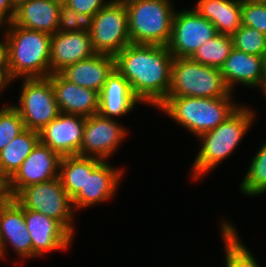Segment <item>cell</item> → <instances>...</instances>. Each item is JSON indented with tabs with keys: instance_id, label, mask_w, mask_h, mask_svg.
<instances>
[{
	"instance_id": "obj_4",
	"label": "cell",
	"mask_w": 266,
	"mask_h": 267,
	"mask_svg": "<svg viewBox=\"0 0 266 267\" xmlns=\"http://www.w3.org/2000/svg\"><path fill=\"white\" fill-rule=\"evenodd\" d=\"M232 96L219 98L167 97L157 108L187 128L197 137L213 130L230 117L241 105L231 101Z\"/></svg>"
},
{
	"instance_id": "obj_17",
	"label": "cell",
	"mask_w": 266,
	"mask_h": 267,
	"mask_svg": "<svg viewBox=\"0 0 266 267\" xmlns=\"http://www.w3.org/2000/svg\"><path fill=\"white\" fill-rule=\"evenodd\" d=\"M94 54L89 32H56L51 35L50 74L60 73L66 67Z\"/></svg>"
},
{
	"instance_id": "obj_39",
	"label": "cell",
	"mask_w": 266,
	"mask_h": 267,
	"mask_svg": "<svg viewBox=\"0 0 266 267\" xmlns=\"http://www.w3.org/2000/svg\"><path fill=\"white\" fill-rule=\"evenodd\" d=\"M12 4L16 7L20 2L26 1V0H10Z\"/></svg>"
},
{
	"instance_id": "obj_16",
	"label": "cell",
	"mask_w": 266,
	"mask_h": 267,
	"mask_svg": "<svg viewBox=\"0 0 266 267\" xmlns=\"http://www.w3.org/2000/svg\"><path fill=\"white\" fill-rule=\"evenodd\" d=\"M25 222L32 239L33 257L54 250H65L74 239L60 222L31 209H25Z\"/></svg>"
},
{
	"instance_id": "obj_1",
	"label": "cell",
	"mask_w": 266,
	"mask_h": 267,
	"mask_svg": "<svg viewBox=\"0 0 266 267\" xmlns=\"http://www.w3.org/2000/svg\"><path fill=\"white\" fill-rule=\"evenodd\" d=\"M114 57L115 69L141 103L158 108L166 100L174 60L168 46L131 43Z\"/></svg>"
},
{
	"instance_id": "obj_36",
	"label": "cell",
	"mask_w": 266,
	"mask_h": 267,
	"mask_svg": "<svg viewBox=\"0 0 266 267\" xmlns=\"http://www.w3.org/2000/svg\"><path fill=\"white\" fill-rule=\"evenodd\" d=\"M0 66H8L6 38L0 40Z\"/></svg>"
},
{
	"instance_id": "obj_25",
	"label": "cell",
	"mask_w": 266,
	"mask_h": 267,
	"mask_svg": "<svg viewBox=\"0 0 266 267\" xmlns=\"http://www.w3.org/2000/svg\"><path fill=\"white\" fill-rule=\"evenodd\" d=\"M220 229L225 243L226 267H260L250 250L238 237L236 228L231 223L223 221Z\"/></svg>"
},
{
	"instance_id": "obj_33",
	"label": "cell",
	"mask_w": 266,
	"mask_h": 267,
	"mask_svg": "<svg viewBox=\"0 0 266 267\" xmlns=\"http://www.w3.org/2000/svg\"><path fill=\"white\" fill-rule=\"evenodd\" d=\"M109 0H63V3L78 13H84L95 16L103 7H105Z\"/></svg>"
},
{
	"instance_id": "obj_35",
	"label": "cell",
	"mask_w": 266,
	"mask_h": 267,
	"mask_svg": "<svg viewBox=\"0 0 266 267\" xmlns=\"http://www.w3.org/2000/svg\"><path fill=\"white\" fill-rule=\"evenodd\" d=\"M15 79L12 77L8 66H0V92L3 91L12 81Z\"/></svg>"
},
{
	"instance_id": "obj_6",
	"label": "cell",
	"mask_w": 266,
	"mask_h": 267,
	"mask_svg": "<svg viewBox=\"0 0 266 267\" xmlns=\"http://www.w3.org/2000/svg\"><path fill=\"white\" fill-rule=\"evenodd\" d=\"M232 94L220 68L199 64L191 58H174L167 97L219 98Z\"/></svg>"
},
{
	"instance_id": "obj_27",
	"label": "cell",
	"mask_w": 266,
	"mask_h": 267,
	"mask_svg": "<svg viewBox=\"0 0 266 267\" xmlns=\"http://www.w3.org/2000/svg\"><path fill=\"white\" fill-rule=\"evenodd\" d=\"M59 178L63 188L73 199L85 187L86 157L63 156L60 161Z\"/></svg>"
},
{
	"instance_id": "obj_23",
	"label": "cell",
	"mask_w": 266,
	"mask_h": 267,
	"mask_svg": "<svg viewBox=\"0 0 266 267\" xmlns=\"http://www.w3.org/2000/svg\"><path fill=\"white\" fill-rule=\"evenodd\" d=\"M193 9L219 34L232 36L242 26V0H199Z\"/></svg>"
},
{
	"instance_id": "obj_37",
	"label": "cell",
	"mask_w": 266,
	"mask_h": 267,
	"mask_svg": "<svg viewBox=\"0 0 266 267\" xmlns=\"http://www.w3.org/2000/svg\"><path fill=\"white\" fill-rule=\"evenodd\" d=\"M9 198L7 180L0 173V202Z\"/></svg>"
},
{
	"instance_id": "obj_19",
	"label": "cell",
	"mask_w": 266,
	"mask_h": 267,
	"mask_svg": "<svg viewBox=\"0 0 266 267\" xmlns=\"http://www.w3.org/2000/svg\"><path fill=\"white\" fill-rule=\"evenodd\" d=\"M61 0H26L15 7L13 23L53 35L58 30Z\"/></svg>"
},
{
	"instance_id": "obj_11",
	"label": "cell",
	"mask_w": 266,
	"mask_h": 267,
	"mask_svg": "<svg viewBox=\"0 0 266 267\" xmlns=\"http://www.w3.org/2000/svg\"><path fill=\"white\" fill-rule=\"evenodd\" d=\"M122 172L108 165L107 160L86 157L85 187L72 199L74 211L111 199L119 188Z\"/></svg>"
},
{
	"instance_id": "obj_2",
	"label": "cell",
	"mask_w": 266,
	"mask_h": 267,
	"mask_svg": "<svg viewBox=\"0 0 266 267\" xmlns=\"http://www.w3.org/2000/svg\"><path fill=\"white\" fill-rule=\"evenodd\" d=\"M8 67L12 77L21 79L47 78L50 75L51 35L6 24Z\"/></svg>"
},
{
	"instance_id": "obj_15",
	"label": "cell",
	"mask_w": 266,
	"mask_h": 267,
	"mask_svg": "<svg viewBox=\"0 0 266 267\" xmlns=\"http://www.w3.org/2000/svg\"><path fill=\"white\" fill-rule=\"evenodd\" d=\"M0 244L4 258L8 244L22 260L33 258V244L26 228L25 209L11 197L0 202Z\"/></svg>"
},
{
	"instance_id": "obj_34",
	"label": "cell",
	"mask_w": 266,
	"mask_h": 267,
	"mask_svg": "<svg viewBox=\"0 0 266 267\" xmlns=\"http://www.w3.org/2000/svg\"><path fill=\"white\" fill-rule=\"evenodd\" d=\"M15 15V6L10 0H0V21L3 24H9L13 21Z\"/></svg>"
},
{
	"instance_id": "obj_29",
	"label": "cell",
	"mask_w": 266,
	"mask_h": 267,
	"mask_svg": "<svg viewBox=\"0 0 266 267\" xmlns=\"http://www.w3.org/2000/svg\"><path fill=\"white\" fill-rule=\"evenodd\" d=\"M231 37L233 47L242 52L256 56L266 53V35L257 29L242 25Z\"/></svg>"
},
{
	"instance_id": "obj_13",
	"label": "cell",
	"mask_w": 266,
	"mask_h": 267,
	"mask_svg": "<svg viewBox=\"0 0 266 267\" xmlns=\"http://www.w3.org/2000/svg\"><path fill=\"white\" fill-rule=\"evenodd\" d=\"M61 158L58 153L39 142L7 181L9 197L13 198L26 186L59 178Z\"/></svg>"
},
{
	"instance_id": "obj_14",
	"label": "cell",
	"mask_w": 266,
	"mask_h": 267,
	"mask_svg": "<svg viewBox=\"0 0 266 267\" xmlns=\"http://www.w3.org/2000/svg\"><path fill=\"white\" fill-rule=\"evenodd\" d=\"M86 117L60 113L40 132V142L63 156L78 155L83 141Z\"/></svg>"
},
{
	"instance_id": "obj_3",
	"label": "cell",
	"mask_w": 266,
	"mask_h": 267,
	"mask_svg": "<svg viewBox=\"0 0 266 267\" xmlns=\"http://www.w3.org/2000/svg\"><path fill=\"white\" fill-rule=\"evenodd\" d=\"M254 119L253 109L242 105L216 128L199 135L197 138L202 141V145L192 165V179L197 180L214 170L215 166L232 154Z\"/></svg>"
},
{
	"instance_id": "obj_12",
	"label": "cell",
	"mask_w": 266,
	"mask_h": 267,
	"mask_svg": "<svg viewBox=\"0 0 266 267\" xmlns=\"http://www.w3.org/2000/svg\"><path fill=\"white\" fill-rule=\"evenodd\" d=\"M126 133L125 127L118 124L114 118H106L98 113L86 117L78 156L95 157L105 161L124 141Z\"/></svg>"
},
{
	"instance_id": "obj_38",
	"label": "cell",
	"mask_w": 266,
	"mask_h": 267,
	"mask_svg": "<svg viewBox=\"0 0 266 267\" xmlns=\"http://www.w3.org/2000/svg\"><path fill=\"white\" fill-rule=\"evenodd\" d=\"M263 59V86L266 84V53L262 56Z\"/></svg>"
},
{
	"instance_id": "obj_41",
	"label": "cell",
	"mask_w": 266,
	"mask_h": 267,
	"mask_svg": "<svg viewBox=\"0 0 266 267\" xmlns=\"http://www.w3.org/2000/svg\"><path fill=\"white\" fill-rule=\"evenodd\" d=\"M4 255H3V251H2V248H1V244H0V259L3 258Z\"/></svg>"
},
{
	"instance_id": "obj_30",
	"label": "cell",
	"mask_w": 266,
	"mask_h": 267,
	"mask_svg": "<svg viewBox=\"0 0 266 267\" xmlns=\"http://www.w3.org/2000/svg\"><path fill=\"white\" fill-rule=\"evenodd\" d=\"M24 129L22 117L12 105L0 108V151Z\"/></svg>"
},
{
	"instance_id": "obj_18",
	"label": "cell",
	"mask_w": 266,
	"mask_h": 267,
	"mask_svg": "<svg viewBox=\"0 0 266 267\" xmlns=\"http://www.w3.org/2000/svg\"><path fill=\"white\" fill-rule=\"evenodd\" d=\"M51 83L60 112L89 117L98 113L99 93L80 87L65 79L60 73L47 77Z\"/></svg>"
},
{
	"instance_id": "obj_31",
	"label": "cell",
	"mask_w": 266,
	"mask_h": 267,
	"mask_svg": "<svg viewBox=\"0 0 266 267\" xmlns=\"http://www.w3.org/2000/svg\"><path fill=\"white\" fill-rule=\"evenodd\" d=\"M93 17L88 14L78 13L63 2L59 11L57 32L67 33L74 31H87L92 28Z\"/></svg>"
},
{
	"instance_id": "obj_26",
	"label": "cell",
	"mask_w": 266,
	"mask_h": 267,
	"mask_svg": "<svg viewBox=\"0 0 266 267\" xmlns=\"http://www.w3.org/2000/svg\"><path fill=\"white\" fill-rule=\"evenodd\" d=\"M232 48V37L218 33L199 46L191 59L202 65L221 68Z\"/></svg>"
},
{
	"instance_id": "obj_20",
	"label": "cell",
	"mask_w": 266,
	"mask_h": 267,
	"mask_svg": "<svg viewBox=\"0 0 266 267\" xmlns=\"http://www.w3.org/2000/svg\"><path fill=\"white\" fill-rule=\"evenodd\" d=\"M220 69L231 92L236 84L263 88L262 56L250 55L233 47Z\"/></svg>"
},
{
	"instance_id": "obj_24",
	"label": "cell",
	"mask_w": 266,
	"mask_h": 267,
	"mask_svg": "<svg viewBox=\"0 0 266 267\" xmlns=\"http://www.w3.org/2000/svg\"><path fill=\"white\" fill-rule=\"evenodd\" d=\"M40 142L38 131L25 128L0 151V173L8 181Z\"/></svg>"
},
{
	"instance_id": "obj_40",
	"label": "cell",
	"mask_w": 266,
	"mask_h": 267,
	"mask_svg": "<svg viewBox=\"0 0 266 267\" xmlns=\"http://www.w3.org/2000/svg\"><path fill=\"white\" fill-rule=\"evenodd\" d=\"M262 92H263V94H264L265 97H266V84H264V86H263V88H262Z\"/></svg>"
},
{
	"instance_id": "obj_9",
	"label": "cell",
	"mask_w": 266,
	"mask_h": 267,
	"mask_svg": "<svg viewBox=\"0 0 266 267\" xmlns=\"http://www.w3.org/2000/svg\"><path fill=\"white\" fill-rule=\"evenodd\" d=\"M19 105L12 106L19 112L27 129L40 132L60 115L52 83L48 78L23 79Z\"/></svg>"
},
{
	"instance_id": "obj_22",
	"label": "cell",
	"mask_w": 266,
	"mask_h": 267,
	"mask_svg": "<svg viewBox=\"0 0 266 267\" xmlns=\"http://www.w3.org/2000/svg\"><path fill=\"white\" fill-rule=\"evenodd\" d=\"M140 102L134 95L130 83L115 69L99 93L98 114L106 118L123 116Z\"/></svg>"
},
{
	"instance_id": "obj_28",
	"label": "cell",
	"mask_w": 266,
	"mask_h": 267,
	"mask_svg": "<svg viewBox=\"0 0 266 267\" xmlns=\"http://www.w3.org/2000/svg\"><path fill=\"white\" fill-rule=\"evenodd\" d=\"M240 186V191L248 196H257L266 192V141L262 144L249 165Z\"/></svg>"
},
{
	"instance_id": "obj_32",
	"label": "cell",
	"mask_w": 266,
	"mask_h": 267,
	"mask_svg": "<svg viewBox=\"0 0 266 267\" xmlns=\"http://www.w3.org/2000/svg\"><path fill=\"white\" fill-rule=\"evenodd\" d=\"M242 25L266 35V1L242 0Z\"/></svg>"
},
{
	"instance_id": "obj_42",
	"label": "cell",
	"mask_w": 266,
	"mask_h": 267,
	"mask_svg": "<svg viewBox=\"0 0 266 267\" xmlns=\"http://www.w3.org/2000/svg\"><path fill=\"white\" fill-rule=\"evenodd\" d=\"M4 24L0 21V27H2ZM1 29V28H0Z\"/></svg>"
},
{
	"instance_id": "obj_5",
	"label": "cell",
	"mask_w": 266,
	"mask_h": 267,
	"mask_svg": "<svg viewBox=\"0 0 266 267\" xmlns=\"http://www.w3.org/2000/svg\"><path fill=\"white\" fill-rule=\"evenodd\" d=\"M132 44L168 46L176 10L170 0H123Z\"/></svg>"
},
{
	"instance_id": "obj_21",
	"label": "cell",
	"mask_w": 266,
	"mask_h": 267,
	"mask_svg": "<svg viewBox=\"0 0 266 267\" xmlns=\"http://www.w3.org/2000/svg\"><path fill=\"white\" fill-rule=\"evenodd\" d=\"M114 70V56L95 53L90 58L66 67L60 74L80 87L100 93L107 78Z\"/></svg>"
},
{
	"instance_id": "obj_7",
	"label": "cell",
	"mask_w": 266,
	"mask_h": 267,
	"mask_svg": "<svg viewBox=\"0 0 266 267\" xmlns=\"http://www.w3.org/2000/svg\"><path fill=\"white\" fill-rule=\"evenodd\" d=\"M13 198L22 208L60 222L74 236L72 199L63 188L60 178L26 186Z\"/></svg>"
},
{
	"instance_id": "obj_10",
	"label": "cell",
	"mask_w": 266,
	"mask_h": 267,
	"mask_svg": "<svg viewBox=\"0 0 266 267\" xmlns=\"http://www.w3.org/2000/svg\"><path fill=\"white\" fill-rule=\"evenodd\" d=\"M217 34L216 27L193 8L175 11L168 49L174 58H191L199 46Z\"/></svg>"
},
{
	"instance_id": "obj_8",
	"label": "cell",
	"mask_w": 266,
	"mask_h": 267,
	"mask_svg": "<svg viewBox=\"0 0 266 267\" xmlns=\"http://www.w3.org/2000/svg\"><path fill=\"white\" fill-rule=\"evenodd\" d=\"M95 53L115 56L131 44L126 6L123 0H110L94 17L89 31Z\"/></svg>"
}]
</instances>
